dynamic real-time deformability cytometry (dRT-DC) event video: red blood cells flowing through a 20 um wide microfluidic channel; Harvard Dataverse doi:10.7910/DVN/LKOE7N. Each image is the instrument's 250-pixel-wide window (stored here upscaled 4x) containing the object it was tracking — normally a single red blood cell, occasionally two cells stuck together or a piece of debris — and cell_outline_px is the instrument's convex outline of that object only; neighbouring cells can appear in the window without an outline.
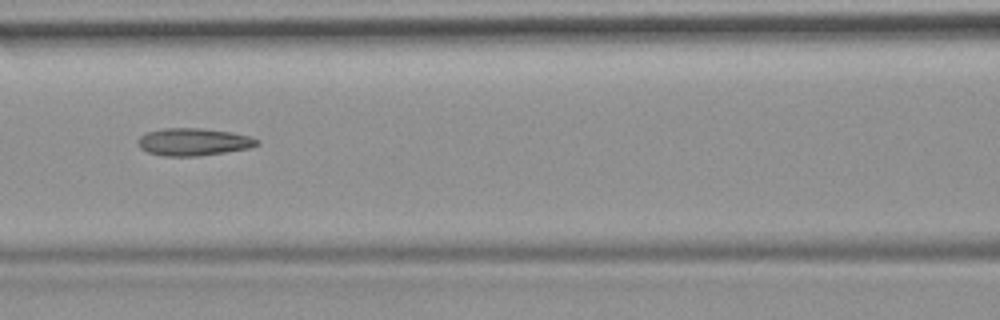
{"species": "common noctule bat (a hibernating species)", "species_latin": "Nyctalus noctula", "temperature_condition": "room temperature", "stored_images_in_passage": 54, "camera_frame_rate_fps": 3000, "um_per_image_px": 0.085, "animal": {"sex": "female", "body_mass_g": 19.9}, "frame": {"image": 1, "passage_image": 24, "time_ms": 7.667, "image_size_px": [1000, 320], "cell_outline_px": [[260, 144], [248, 148], [224, 152], [196, 156], [164, 156], [148, 152], [140, 148], [140, 136], [148, 132], [164, 128], [200, 128], [232, 132], [248, 136], [260, 140]], "centroid_in_image_um": [16.47, 12.06], "position_along_channel_um": 150.1, "area_um2": 18.79}, "authors_computed_cell_mechanics": {"area_um2": 19.1318, "velocity_mm_per_s": 3.7964, "shape_relaxation_time_tau1_ms": null, "shape_relaxation_time_tau2_ms": 3.9333, "deformation_change_tau1": null, "deformation_change_tau2": 0.1551}}